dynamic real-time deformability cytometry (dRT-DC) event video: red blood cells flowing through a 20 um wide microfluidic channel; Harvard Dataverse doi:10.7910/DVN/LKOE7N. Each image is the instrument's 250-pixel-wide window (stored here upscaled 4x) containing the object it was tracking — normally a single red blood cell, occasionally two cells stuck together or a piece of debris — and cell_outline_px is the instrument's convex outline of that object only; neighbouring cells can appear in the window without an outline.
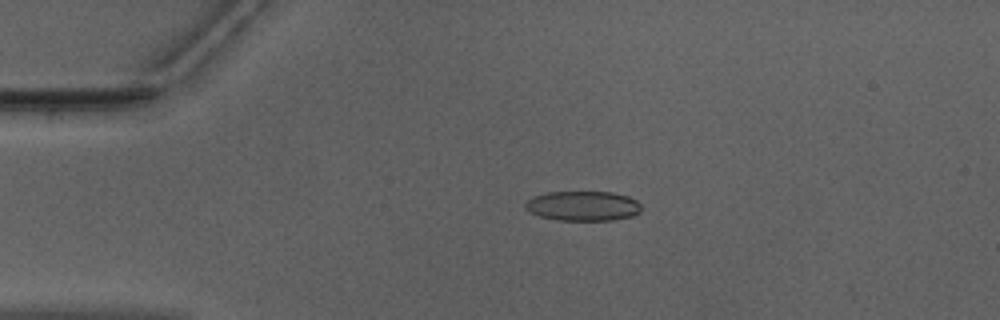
{"species": "Egyptian fruit bat (a non-hibernating species)", "species_latin": "Rousettus aegyptiacus", "temperature_condition": "warm", "stored_images_in_passage": 45, "camera_frame_rate_fps": 3000, "um_per_image_px": 0.085, "animal": {"sex": "male"}, "frame": {"image": 1, "passage_image": 11, "time_ms": 3.333, "image_size_px": [1000, 320], "cell_outline_px": [[644, 208], [640, 212], [632, 216], [612, 220], [556, 220], [540, 216], [528, 212], [524, 208], [524, 204], [532, 196], [548, 192], [612, 192], [628, 196], [636, 200]], "centroid_in_image_um": [49.55, 17.5], "position_along_channel_um": 35.5, "area_um2": 20.35}}
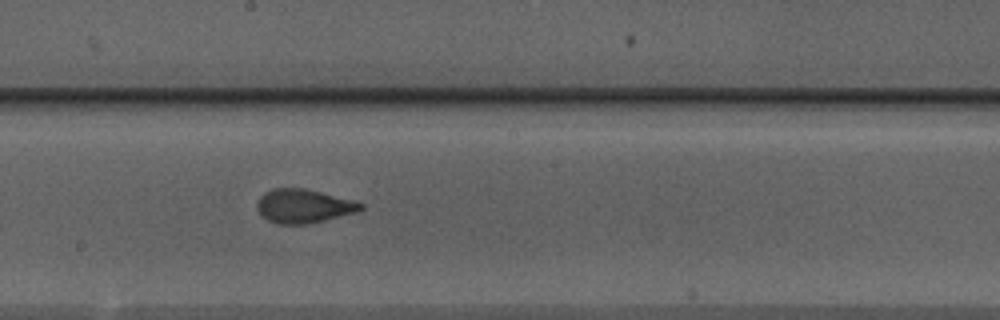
{"frame": {"image": 2, "passage_image": 28, "time_ms": 9.0, "image_size_px": [1000, 320], "cell_outline_px": [[364, 208], [356, 212], [308, 224], [276, 224], [260, 216], [256, 208], [256, 200], [264, 192], [272, 188], [304, 188], [352, 200], [364, 204]], "centroid_in_image_um": [25.73, 17.52], "position_along_channel_um": 222.5, "area_um2": 20.52}}
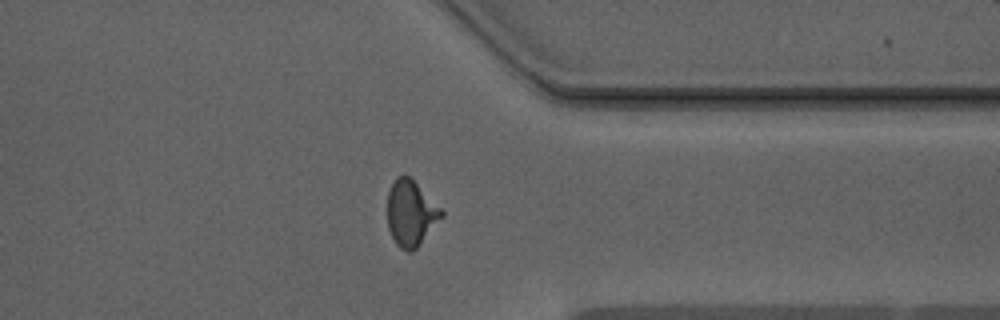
{"frame": {"image": 3, "passage_image": 40, "time_ms": 13.0, "image_size_px": [1000, 320], "cell_outline_px": [[444, 216], [416, 248], [412, 252], [408, 252], [400, 248], [396, 244], [388, 228], [388, 192], [396, 176], [404, 172], [412, 176], [444, 212]], "centroid_in_image_um": [34.93, 18.07], "position_along_channel_um": 376.5, "area_um2": 21.04}}